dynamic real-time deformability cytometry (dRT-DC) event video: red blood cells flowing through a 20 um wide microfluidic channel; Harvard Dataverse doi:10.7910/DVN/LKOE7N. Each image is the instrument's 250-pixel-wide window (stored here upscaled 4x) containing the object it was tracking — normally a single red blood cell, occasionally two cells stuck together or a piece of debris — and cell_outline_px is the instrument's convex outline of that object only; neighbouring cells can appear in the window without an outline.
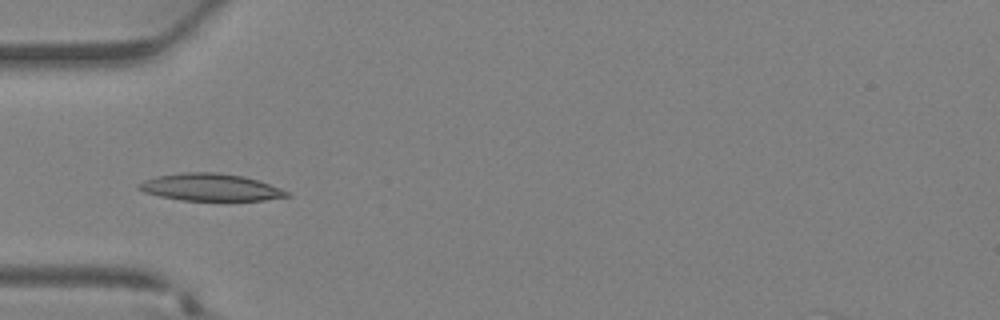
{"species": "Egyptian fruit bat (a non-hibernating species)", "species_latin": "Rousettus aegyptiacus", "temperature_condition": "warm", "stored_images_in_passage": 39, "camera_frame_rate_fps": 3000, "um_per_image_px": 0.085, "animal": {"sex": "female"}, "frame": {"image": 1, "passage_image": 13, "time_ms": 4.0, "image_size_px": [1000, 320], "cell_outline_px": [[292, 196], [264, 200], [180, 200], [160, 196], [144, 192], [136, 188], [136, 184], [144, 180], [156, 176], [184, 172], [216, 172], [244, 176], [280, 188], [288, 192]], "centroid_in_image_um": [17.84, 15.91], "position_along_channel_um": 67.2, "area_um2": 23.41}}
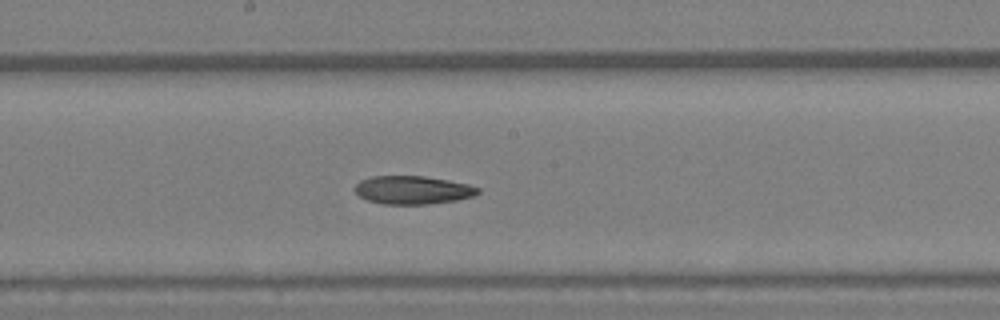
{"frame": {"image": 2, "passage_image": 21, "time_ms": 6.667, "image_size_px": [1000, 320], "cell_outline_px": [[480, 192], [472, 196], [456, 200], [428, 204], [384, 204], [368, 200], [360, 196], [356, 192], [356, 184], [360, 180], [372, 176], [424, 176], [448, 180], [468, 184], [480, 188]], "centroid_in_image_um": [35.09, 16.14], "position_along_channel_um": 213.1, "area_um2": 20.11}}
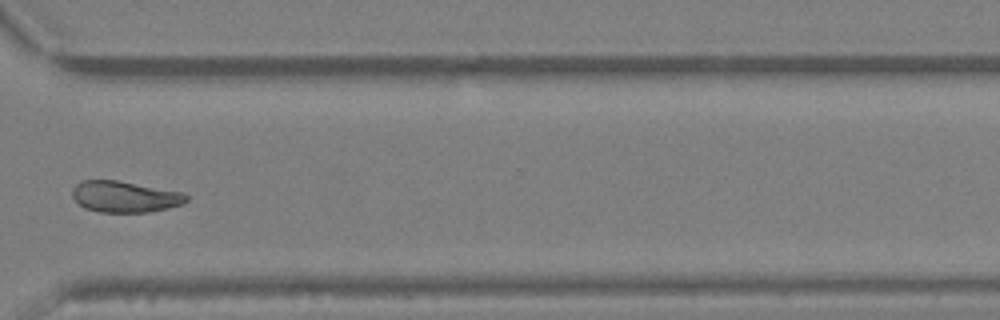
{"frame": {"image": 3, "passage_image": 29, "time_ms": 9.333, "image_size_px": [1000, 320], "cell_outline_px": [[188, 200], [180, 204], [168, 208], [148, 212], [100, 212], [84, 208], [72, 196], [72, 188], [80, 180], [116, 180], [184, 192], [188, 196]], "centroid_in_image_um": [10.6, 16.71], "position_along_channel_um": 360.0, "area_um2": 20.75}}